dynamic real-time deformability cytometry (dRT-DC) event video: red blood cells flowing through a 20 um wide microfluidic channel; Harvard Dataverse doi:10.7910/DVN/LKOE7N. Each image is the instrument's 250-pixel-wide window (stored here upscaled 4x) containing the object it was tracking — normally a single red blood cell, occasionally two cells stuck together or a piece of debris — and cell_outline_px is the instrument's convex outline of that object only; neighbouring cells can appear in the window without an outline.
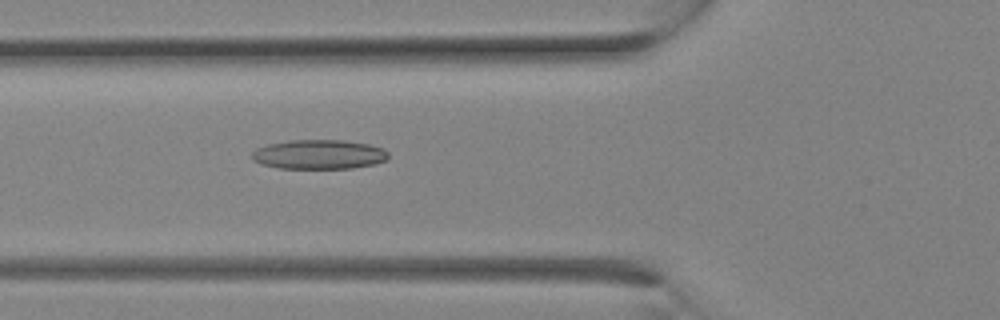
{"species": "Egyptian fruit bat (a non-hibernating species)", "species_latin": "Rousettus aegyptiacus", "temperature_condition": "room temperature", "stored_images_in_passage": 10, "camera_frame_rate_fps": 3000, "um_per_image_px": 0.085, "animal": {"sex": "female"}, "frame": {"image": 1, "passage_image": 10, "time_ms": 3.0, "image_size_px": [1000, 320], "cell_outline_px": [[388, 160], [372, 164], [352, 168], [276, 168], [260, 164], [252, 160], [252, 152], [256, 148], [268, 144], [288, 140], [344, 140], [368, 144], [384, 148], [388, 152]], "centroid_in_image_um": [27.09, 13.12], "position_along_channel_um": 98.7, "area_um2": 23.52}}